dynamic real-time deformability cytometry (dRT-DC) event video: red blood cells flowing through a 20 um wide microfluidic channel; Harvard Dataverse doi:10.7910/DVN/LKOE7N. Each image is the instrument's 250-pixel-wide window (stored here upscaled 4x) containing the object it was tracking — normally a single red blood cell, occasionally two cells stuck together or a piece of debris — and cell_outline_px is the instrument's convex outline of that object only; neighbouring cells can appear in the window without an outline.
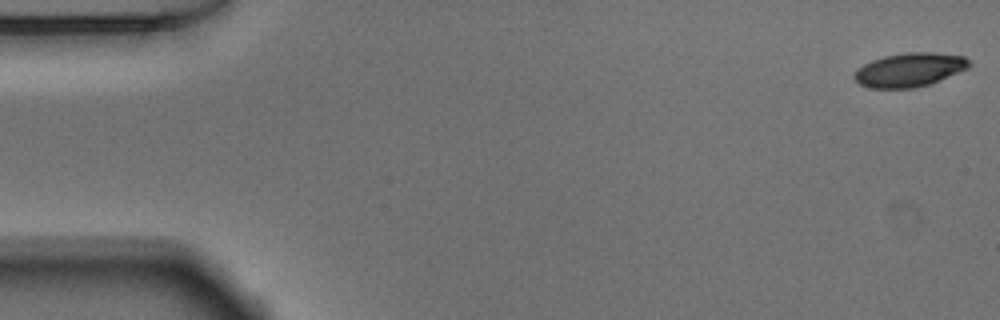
{"species": "Egyptian fruit bat (a non-hibernating species)", "species_latin": "Rousettus aegyptiacus", "temperature_condition": "warm", "stored_images_in_passage": 10, "camera_frame_rate_fps": 3000, "um_per_image_px": 0.085, "animal": {"sex": "male"}, "frame": {"image": 1, "passage_image": 1, "time_ms": 0.0, "image_size_px": [1000, 320], "cell_outline_px": [[972, 64], [968, 68], [928, 84], [916, 88], [872, 88], [860, 84], [852, 76], [864, 64], [872, 60], [884, 56], [908, 52], [932, 52], [964, 56], [972, 60]], "centroid_in_image_um": [77.34, 5.92], "position_along_channel_um": 7.7, "area_um2": 22.48}}